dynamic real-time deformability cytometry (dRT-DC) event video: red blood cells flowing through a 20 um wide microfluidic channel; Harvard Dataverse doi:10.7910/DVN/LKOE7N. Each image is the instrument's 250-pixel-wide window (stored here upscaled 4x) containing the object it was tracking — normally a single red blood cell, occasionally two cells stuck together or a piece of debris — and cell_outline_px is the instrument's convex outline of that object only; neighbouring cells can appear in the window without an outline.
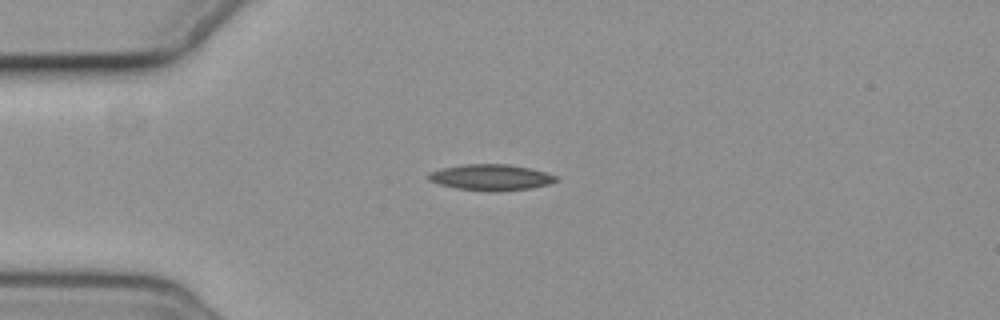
{"species": "common noctule bat (a hibernating species)", "species_latin": "Nyctalus noctula", "temperature_condition": "cold", "stored_images_in_passage": 4, "camera_frame_rate_fps": 3000, "um_per_image_px": 0.085, "animal": {"sex": "female", "body_mass_g": 19.3, "forearm_length_mm": 54.1}, "frame": {"image": 1, "passage_image": 1, "time_ms": 0.0, "image_size_px": [1000, 320], "cell_outline_px": [[556, 180], [548, 184], [528, 188], [496, 192], [488, 192], [456, 188], [440, 184], [428, 180], [428, 176], [432, 172], [440, 168], [464, 164], [508, 164], [528, 168], [544, 172], [556, 176]], "centroid_in_image_um": [41.68, 15.08], "position_along_channel_um": 43.3, "area_um2": 19.13}}
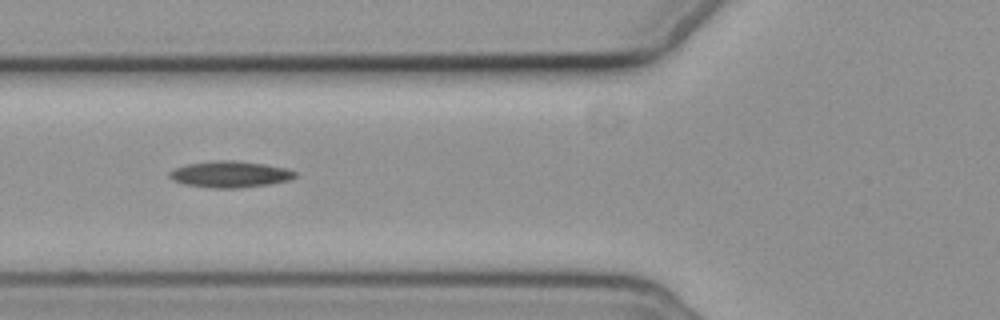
{"frame": {"image": 2, "passage_image": 3, "time_ms": 2.333, "image_size_px": [1000, 320], "cell_outline_px": [[296, 176], [292, 180], [268, 184], [240, 188], [208, 188], [184, 184], [172, 180], [168, 176], [168, 172], [176, 168], [188, 164], [212, 160], [232, 160], [264, 164], [288, 168], [296, 172]], "centroid_in_image_um": [19.55, 14.82], "position_along_channel_um": 106.2, "area_um2": 19.48}}